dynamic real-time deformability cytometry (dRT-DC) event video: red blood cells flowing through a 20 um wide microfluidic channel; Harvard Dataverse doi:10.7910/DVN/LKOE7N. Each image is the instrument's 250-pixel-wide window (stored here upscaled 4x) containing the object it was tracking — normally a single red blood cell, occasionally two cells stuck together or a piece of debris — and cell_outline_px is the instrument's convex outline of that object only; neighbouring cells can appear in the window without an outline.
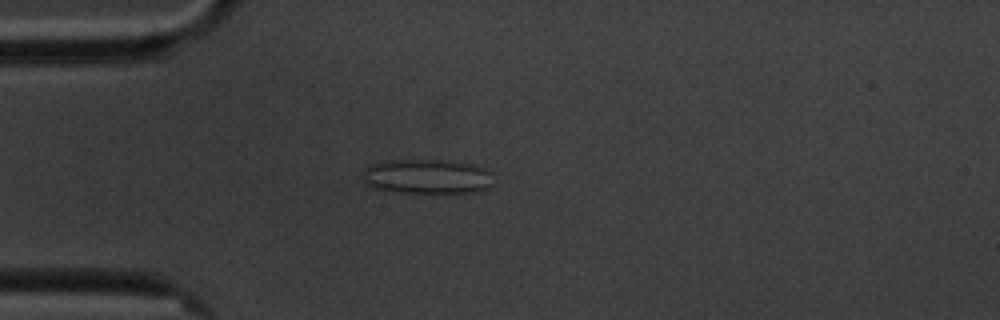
{"species": "common noctule bat (a hibernating species)", "species_latin": "Nyctalus noctula", "temperature_condition": "cold", "stored_images_in_passage": 3, "camera_frame_rate_fps": 3000, "um_per_image_px": 0.085, "animal": {"sex": "male", "body_mass_g": 20.1, "forearm_length_mm": 53.5}, "frame": {"image": 1, "passage_image": 3, "time_ms": 2.667, "image_size_px": [1000, 320], "cell_outline_px": [[492, 184], [488, 188], [476, 192], [400, 192], [376, 188], [368, 184], [364, 180], [364, 168], [372, 164], [392, 160], [444, 160], [472, 164], [484, 168], [488, 172]], "centroid_in_image_um": [36.31, 14.99], "position_along_channel_um": 48.7, "area_um2": 25.89}}